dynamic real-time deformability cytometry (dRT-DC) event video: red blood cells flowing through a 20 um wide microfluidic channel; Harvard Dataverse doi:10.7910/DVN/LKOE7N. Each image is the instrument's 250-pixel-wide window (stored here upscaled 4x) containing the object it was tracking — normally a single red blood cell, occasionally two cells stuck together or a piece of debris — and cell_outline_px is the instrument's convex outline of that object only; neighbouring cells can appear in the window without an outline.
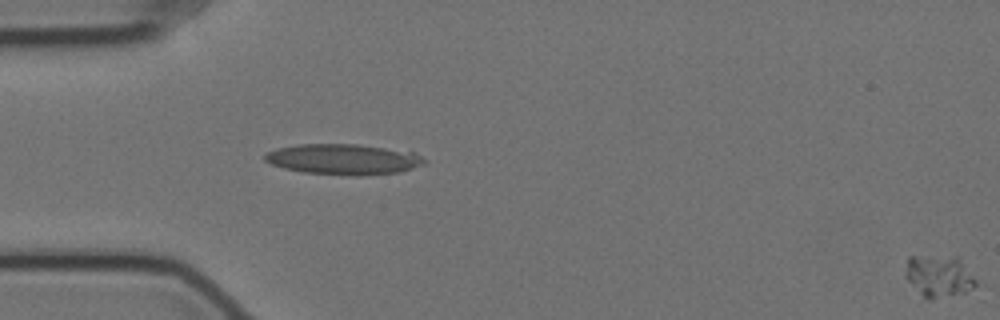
{"species": "Egyptian fruit bat (a non-hibernating species)", "species_latin": "Rousettus aegyptiacus", "temperature_condition": "cold", "stored_images_in_passage": 15, "segment_of_instrument_passage": [2, 2], "camera_frame_rate_fps": 3000, "um_per_image_px": 0.085, "animal": {"sex": "female"}, "frame": {"image": 1, "passage_image": 15, "time_ms": 4.667, "image_size_px": [1000, 320], "cell_outline_px": [[976, 284], [972, 288], [964, 292], [932, 300], [928, 300], [904, 276], [904, 272], [908, 256], [960, 256], [976, 280]], "centroid_in_image_um": [79.81, 23.44], "position_along_channel_um": 5.2, "area_um2": 17.28}}